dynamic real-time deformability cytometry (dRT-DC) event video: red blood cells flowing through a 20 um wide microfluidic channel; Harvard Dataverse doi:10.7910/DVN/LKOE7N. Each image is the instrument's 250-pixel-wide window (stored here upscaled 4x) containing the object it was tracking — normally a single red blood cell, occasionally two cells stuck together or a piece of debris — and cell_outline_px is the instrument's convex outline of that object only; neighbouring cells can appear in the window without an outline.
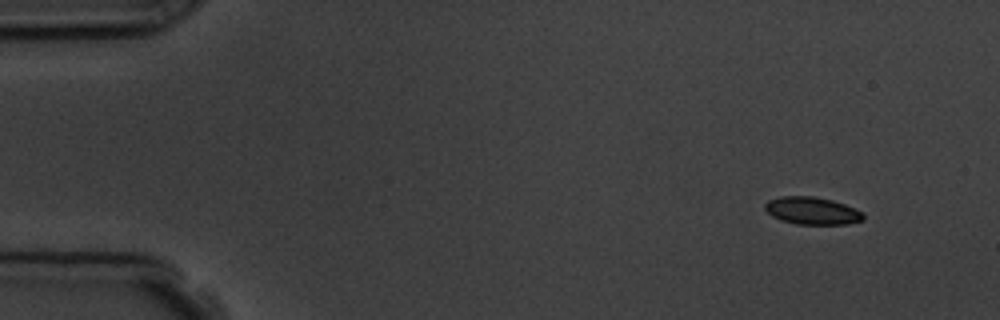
{"species": "common noctule bat (a hibernating species)", "species_latin": "Nyctalus noctula", "temperature_condition": "room temperature", "stored_images_in_passage": 4, "camera_frame_rate_fps": 3000, "um_per_image_px": 0.085, "animal": {"sex": "male", "body_mass_g": 19.5, "forearm_length_mm": 54.6}, "frame": {"image": 1, "passage_image": 1, "time_ms": 0.0, "image_size_px": [1000, 320], "cell_outline_px": [[864, 220], [848, 224], [796, 224], [780, 220], [772, 216], [764, 208], [764, 204], [768, 200], [780, 196], [812, 196], [832, 200], [844, 204], [864, 212]], "centroid_in_image_um": [69.03, 17.91], "position_along_channel_um": 16.0, "area_um2": 15.84}}
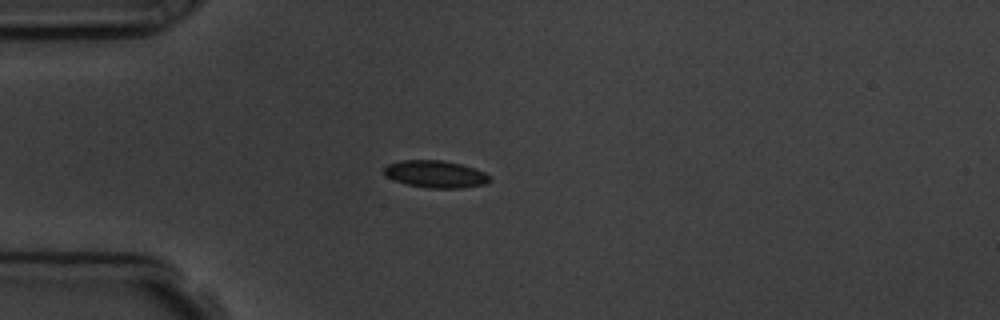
{"frame": {"image": 2, "passage_image": 4, "time_ms": 3.333, "image_size_px": [1000, 320], "cell_outline_px": [[492, 180], [484, 184], [464, 188], [428, 188], [408, 184], [384, 176], [384, 168], [388, 164], [400, 160], [440, 160], [460, 164], [484, 172], [492, 176]], "centroid_in_image_um": [37.03, 14.8], "position_along_channel_um": 48.0, "area_um2": 16.7}}